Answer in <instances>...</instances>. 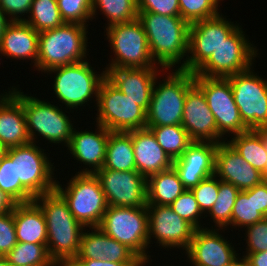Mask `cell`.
Returning <instances> with one entry per match:
<instances>
[{
    "mask_svg": "<svg viewBox=\"0 0 267 266\" xmlns=\"http://www.w3.org/2000/svg\"><path fill=\"white\" fill-rule=\"evenodd\" d=\"M34 201L46 219V245L50 258L57 266H68L77 257L85 227L74 217L56 189L36 196Z\"/></svg>",
    "mask_w": 267,
    "mask_h": 266,
    "instance_id": "obj_1",
    "label": "cell"
},
{
    "mask_svg": "<svg viewBox=\"0 0 267 266\" xmlns=\"http://www.w3.org/2000/svg\"><path fill=\"white\" fill-rule=\"evenodd\" d=\"M138 19L154 62L163 69H182L187 60L190 23L180 16L153 12H138Z\"/></svg>",
    "mask_w": 267,
    "mask_h": 266,
    "instance_id": "obj_2",
    "label": "cell"
},
{
    "mask_svg": "<svg viewBox=\"0 0 267 266\" xmlns=\"http://www.w3.org/2000/svg\"><path fill=\"white\" fill-rule=\"evenodd\" d=\"M8 90L21 102L25 115L27 132L31 142L38 143L39 138L43 137L50 144L64 145L66 148L70 142L74 127L71 116L66 113H73L63 110L57 104H51L46 99L41 100L31 94H24L16 86H10ZM38 139V140H37ZM62 143V144H61Z\"/></svg>",
    "mask_w": 267,
    "mask_h": 266,
    "instance_id": "obj_3",
    "label": "cell"
},
{
    "mask_svg": "<svg viewBox=\"0 0 267 266\" xmlns=\"http://www.w3.org/2000/svg\"><path fill=\"white\" fill-rule=\"evenodd\" d=\"M88 26L64 23L39 33L37 70L50 69L84 61L88 56Z\"/></svg>",
    "mask_w": 267,
    "mask_h": 266,
    "instance_id": "obj_4",
    "label": "cell"
},
{
    "mask_svg": "<svg viewBox=\"0 0 267 266\" xmlns=\"http://www.w3.org/2000/svg\"><path fill=\"white\" fill-rule=\"evenodd\" d=\"M163 72L154 82L146 127L181 125L187 91L195 84L192 72L175 68Z\"/></svg>",
    "mask_w": 267,
    "mask_h": 266,
    "instance_id": "obj_5",
    "label": "cell"
},
{
    "mask_svg": "<svg viewBox=\"0 0 267 266\" xmlns=\"http://www.w3.org/2000/svg\"><path fill=\"white\" fill-rule=\"evenodd\" d=\"M102 69L103 72L98 74L99 72H96L86 59L50 69L45 74L52 75L54 73V76L50 77H54L53 93L59 100L58 102L62 103L59 106L65 105V109L73 110V112L77 109V112L82 106L85 108L86 105L90 106L88 103H93L91 101L94 98L93 101L97 104L100 84L106 78V71L104 68Z\"/></svg>",
    "mask_w": 267,
    "mask_h": 266,
    "instance_id": "obj_6",
    "label": "cell"
},
{
    "mask_svg": "<svg viewBox=\"0 0 267 266\" xmlns=\"http://www.w3.org/2000/svg\"><path fill=\"white\" fill-rule=\"evenodd\" d=\"M105 29L104 36H107L105 38L114 57H111L104 69L160 67L150 54L147 36L138 18Z\"/></svg>",
    "mask_w": 267,
    "mask_h": 266,
    "instance_id": "obj_7",
    "label": "cell"
},
{
    "mask_svg": "<svg viewBox=\"0 0 267 266\" xmlns=\"http://www.w3.org/2000/svg\"><path fill=\"white\" fill-rule=\"evenodd\" d=\"M55 189L67 202L71 213L84 227H98L108 207L101 183L95 174L76 173L62 187Z\"/></svg>",
    "mask_w": 267,
    "mask_h": 266,
    "instance_id": "obj_8",
    "label": "cell"
},
{
    "mask_svg": "<svg viewBox=\"0 0 267 266\" xmlns=\"http://www.w3.org/2000/svg\"><path fill=\"white\" fill-rule=\"evenodd\" d=\"M148 213L145 207L108 206L98 228L131 249L143 262H150ZM148 254V255H147Z\"/></svg>",
    "mask_w": 267,
    "mask_h": 266,
    "instance_id": "obj_9",
    "label": "cell"
},
{
    "mask_svg": "<svg viewBox=\"0 0 267 266\" xmlns=\"http://www.w3.org/2000/svg\"><path fill=\"white\" fill-rule=\"evenodd\" d=\"M95 121L110 131L128 132L146 128L147 112L107 78L100 84Z\"/></svg>",
    "mask_w": 267,
    "mask_h": 266,
    "instance_id": "obj_10",
    "label": "cell"
},
{
    "mask_svg": "<svg viewBox=\"0 0 267 266\" xmlns=\"http://www.w3.org/2000/svg\"><path fill=\"white\" fill-rule=\"evenodd\" d=\"M39 146L30 142L7 149V154L15 162L16 184H22L34 197L55 190L58 179L55 171L59 170H55L48 157L50 153Z\"/></svg>",
    "mask_w": 267,
    "mask_h": 266,
    "instance_id": "obj_11",
    "label": "cell"
},
{
    "mask_svg": "<svg viewBox=\"0 0 267 266\" xmlns=\"http://www.w3.org/2000/svg\"><path fill=\"white\" fill-rule=\"evenodd\" d=\"M240 25L194 73L209 78H227L254 66L259 48L246 37ZM255 60V61H254Z\"/></svg>",
    "mask_w": 267,
    "mask_h": 266,
    "instance_id": "obj_12",
    "label": "cell"
},
{
    "mask_svg": "<svg viewBox=\"0 0 267 266\" xmlns=\"http://www.w3.org/2000/svg\"><path fill=\"white\" fill-rule=\"evenodd\" d=\"M195 85L203 92L213 113L218 134L224 139L248 131L235 103L231 84L227 78H209L194 75ZM225 136H228L225 138Z\"/></svg>",
    "mask_w": 267,
    "mask_h": 266,
    "instance_id": "obj_13",
    "label": "cell"
},
{
    "mask_svg": "<svg viewBox=\"0 0 267 266\" xmlns=\"http://www.w3.org/2000/svg\"><path fill=\"white\" fill-rule=\"evenodd\" d=\"M253 67L227 77L248 130L267 127V79L255 73Z\"/></svg>",
    "mask_w": 267,
    "mask_h": 266,
    "instance_id": "obj_14",
    "label": "cell"
},
{
    "mask_svg": "<svg viewBox=\"0 0 267 266\" xmlns=\"http://www.w3.org/2000/svg\"><path fill=\"white\" fill-rule=\"evenodd\" d=\"M219 14L213 18L190 24L188 53L182 70L195 73L212 55L213 51L240 26Z\"/></svg>",
    "mask_w": 267,
    "mask_h": 266,
    "instance_id": "obj_15",
    "label": "cell"
},
{
    "mask_svg": "<svg viewBox=\"0 0 267 266\" xmlns=\"http://www.w3.org/2000/svg\"><path fill=\"white\" fill-rule=\"evenodd\" d=\"M148 213V249L152 238L164 249L178 248L187 250L193 238L195 228L182 219L170 206L147 205ZM181 248V249H180Z\"/></svg>",
    "mask_w": 267,
    "mask_h": 266,
    "instance_id": "obj_16",
    "label": "cell"
},
{
    "mask_svg": "<svg viewBox=\"0 0 267 266\" xmlns=\"http://www.w3.org/2000/svg\"><path fill=\"white\" fill-rule=\"evenodd\" d=\"M95 175L101 183L108 206L147 205V178L136 170L115 171L102 167Z\"/></svg>",
    "mask_w": 267,
    "mask_h": 266,
    "instance_id": "obj_17",
    "label": "cell"
},
{
    "mask_svg": "<svg viewBox=\"0 0 267 266\" xmlns=\"http://www.w3.org/2000/svg\"><path fill=\"white\" fill-rule=\"evenodd\" d=\"M225 230L196 229L189 247L183 252L188 258L186 262L191 266H227L234 262L241 253H236L233 241H227L228 237L221 234L226 233Z\"/></svg>",
    "mask_w": 267,
    "mask_h": 266,
    "instance_id": "obj_18",
    "label": "cell"
},
{
    "mask_svg": "<svg viewBox=\"0 0 267 266\" xmlns=\"http://www.w3.org/2000/svg\"><path fill=\"white\" fill-rule=\"evenodd\" d=\"M181 126L192 141L217 144L226 141L218 134L214 115L203 92L195 84L187 91Z\"/></svg>",
    "mask_w": 267,
    "mask_h": 266,
    "instance_id": "obj_19",
    "label": "cell"
},
{
    "mask_svg": "<svg viewBox=\"0 0 267 266\" xmlns=\"http://www.w3.org/2000/svg\"><path fill=\"white\" fill-rule=\"evenodd\" d=\"M95 125V131L87 128L83 131L82 128L80 131L76 128L72 130L67 150L76 162L86 166L76 173L95 174L104 166L110 130L100 124Z\"/></svg>",
    "mask_w": 267,
    "mask_h": 266,
    "instance_id": "obj_20",
    "label": "cell"
},
{
    "mask_svg": "<svg viewBox=\"0 0 267 266\" xmlns=\"http://www.w3.org/2000/svg\"><path fill=\"white\" fill-rule=\"evenodd\" d=\"M217 143L193 141L183 154L173 161L180 181L185 189L191 190L203 179L214 175Z\"/></svg>",
    "mask_w": 267,
    "mask_h": 266,
    "instance_id": "obj_21",
    "label": "cell"
},
{
    "mask_svg": "<svg viewBox=\"0 0 267 266\" xmlns=\"http://www.w3.org/2000/svg\"><path fill=\"white\" fill-rule=\"evenodd\" d=\"M214 175L240 191L253 188L263 181L262 173L243 159L227 141L218 143Z\"/></svg>",
    "mask_w": 267,
    "mask_h": 266,
    "instance_id": "obj_22",
    "label": "cell"
},
{
    "mask_svg": "<svg viewBox=\"0 0 267 266\" xmlns=\"http://www.w3.org/2000/svg\"><path fill=\"white\" fill-rule=\"evenodd\" d=\"M105 71L106 78L115 87L127 97L137 101V104L147 112L154 82L164 69L162 67L112 68Z\"/></svg>",
    "mask_w": 267,
    "mask_h": 266,
    "instance_id": "obj_23",
    "label": "cell"
},
{
    "mask_svg": "<svg viewBox=\"0 0 267 266\" xmlns=\"http://www.w3.org/2000/svg\"><path fill=\"white\" fill-rule=\"evenodd\" d=\"M38 48L39 33L25 21H11L2 35L0 56L31 60L32 67L37 69Z\"/></svg>",
    "mask_w": 267,
    "mask_h": 266,
    "instance_id": "obj_24",
    "label": "cell"
},
{
    "mask_svg": "<svg viewBox=\"0 0 267 266\" xmlns=\"http://www.w3.org/2000/svg\"><path fill=\"white\" fill-rule=\"evenodd\" d=\"M3 92L0 94V141L7 149L30 143L21 102L9 90Z\"/></svg>",
    "mask_w": 267,
    "mask_h": 266,
    "instance_id": "obj_25",
    "label": "cell"
},
{
    "mask_svg": "<svg viewBox=\"0 0 267 266\" xmlns=\"http://www.w3.org/2000/svg\"><path fill=\"white\" fill-rule=\"evenodd\" d=\"M132 142L136 171L146 178L173 166V161L148 128L132 130Z\"/></svg>",
    "mask_w": 267,
    "mask_h": 266,
    "instance_id": "obj_26",
    "label": "cell"
},
{
    "mask_svg": "<svg viewBox=\"0 0 267 266\" xmlns=\"http://www.w3.org/2000/svg\"><path fill=\"white\" fill-rule=\"evenodd\" d=\"M13 216L18 242L47 243L46 219L40 206L34 200L26 203H16Z\"/></svg>",
    "mask_w": 267,
    "mask_h": 266,
    "instance_id": "obj_27",
    "label": "cell"
},
{
    "mask_svg": "<svg viewBox=\"0 0 267 266\" xmlns=\"http://www.w3.org/2000/svg\"><path fill=\"white\" fill-rule=\"evenodd\" d=\"M185 190L172 166L147 178V205L170 206Z\"/></svg>",
    "mask_w": 267,
    "mask_h": 266,
    "instance_id": "obj_28",
    "label": "cell"
},
{
    "mask_svg": "<svg viewBox=\"0 0 267 266\" xmlns=\"http://www.w3.org/2000/svg\"><path fill=\"white\" fill-rule=\"evenodd\" d=\"M103 168L115 171L136 170L132 130L110 131Z\"/></svg>",
    "mask_w": 267,
    "mask_h": 266,
    "instance_id": "obj_29",
    "label": "cell"
},
{
    "mask_svg": "<svg viewBox=\"0 0 267 266\" xmlns=\"http://www.w3.org/2000/svg\"><path fill=\"white\" fill-rule=\"evenodd\" d=\"M232 137L226 141L243 159L263 174L267 167V150L261 134L257 130H248Z\"/></svg>",
    "mask_w": 267,
    "mask_h": 266,
    "instance_id": "obj_30",
    "label": "cell"
},
{
    "mask_svg": "<svg viewBox=\"0 0 267 266\" xmlns=\"http://www.w3.org/2000/svg\"><path fill=\"white\" fill-rule=\"evenodd\" d=\"M240 190L233 184L219 180L218 198L211 207L210 211L205 215L213 220L214 224L205 228L229 229L231 227L232 209L235 204L236 197Z\"/></svg>",
    "mask_w": 267,
    "mask_h": 266,
    "instance_id": "obj_31",
    "label": "cell"
},
{
    "mask_svg": "<svg viewBox=\"0 0 267 266\" xmlns=\"http://www.w3.org/2000/svg\"><path fill=\"white\" fill-rule=\"evenodd\" d=\"M172 161L179 158L193 142L181 125L146 127Z\"/></svg>",
    "mask_w": 267,
    "mask_h": 266,
    "instance_id": "obj_32",
    "label": "cell"
},
{
    "mask_svg": "<svg viewBox=\"0 0 267 266\" xmlns=\"http://www.w3.org/2000/svg\"><path fill=\"white\" fill-rule=\"evenodd\" d=\"M97 10L107 18L105 27L138 18L137 0H92L93 19Z\"/></svg>",
    "mask_w": 267,
    "mask_h": 266,
    "instance_id": "obj_33",
    "label": "cell"
},
{
    "mask_svg": "<svg viewBox=\"0 0 267 266\" xmlns=\"http://www.w3.org/2000/svg\"><path fill=\"white\" fill-rule=\"evenodd\" d=\"M4 257L11 266H57L46 244L18 242Z\"/></svg>",
    "mask_w": 267,
    "mask_h": 266,
    "instance_id": "obj_34",
    "label": "cell"
},
{
    "mask_svg": "<svg viewBox=\"0 0 267 266\" xmlns=\"http://www.w3.org/2000/svg\"><path fill=\"white\" fill-rule=\"evenodd\" d=\"M38 33L64 24L57 0H33L29 16L24 20Z\"/></svg>",
    "mask_w": 267,
    "mask_h": 266,
    "instance_id": "obj_35",
    "label": "cell"
},
{
    "mask_svg": "<svg viewBox=\"0 0 267 266\" xmlns=\"http://www.w3.org/2000/svg\"><path fill=\"white\" fill-rule=\"evenodd\" d=\"M265 217L257 211L255 195H252V188L240 191L236 197L231 215L232 229L245 228L255 224Z\"/></svg>",
    "mask_w": 267,
    "mask_h": 266,
    "instance_id": "obj_36",
    "label": "cell"
},
{
    "mask_svg": "<svg viewBox=\"0 0 267 266\" xmlns=\"http://www.w3.org/2000/svg\"><path fill=\"white\" fill-rule=\"evenodd\" d=\"M0 189L16 203L31 202L35 198L22 184H16L15 162L7 153L0 159Z\"/></svg>",
    "mask_w": 267,
    "mask_h": 266,
    "instance_id": "obj_37",
    "label": "cell"
},
{
    "mask_svg": "<svg viewBox=\"0 0 267 266\" xmlns=\"http://www.w3.org/2000/svg\"><path fill=\"white\" fill-rule=\"evenodd\" d=\"M221 1L223 0H179L180 17L190 24L213 18L221 14Z\"/></svg>",
    "mask_w": 267,
    "mask_h": 266,
    "instance_id": "obj_38",
    "label": "cell"
},
{
    "mask_svg": "<svg viewBox=\"0 0 267 266\" xmlns=\"http://www.w3.org/2000/svg\"><path fill=\"white\" fill-rule=\"evenodd\" d=\"M104 255L105 233L98 227H89V230L88 227H85L80 239L79 252L75 259L102 260Z\"/></svg>",
    "mask_w": 267,
    "mask_h": 266,
    "instance_id": "obj_39",
    "label": "cell"
},
{
    "mask_svg": "<svg viewBox=\"0 0 267 266\" xmlns=\"http://www.w3.org/2000/svg\"><path fill=\"white\" fill-rule=\"evenodd\" d=\"M57 5L65 23L88 26L93 20L92 0H57Z\"/></svg>",
    "mask_w": 267,
    "mask_h": 266,
    "instance_id": "obj_40",
    "label": "cell"
},
{
    "mask_svg": "<svg viewBox=\"0 0 267 266\" xmlns=\"http://www.w3.org/2000/svg\"><path fill=\"white\" fill-rule=\"evenodd\" d=\"M170 207L175 213H177L182 219L190 223L195 229L204 228L206 223L201 224L202 214L195 195L191 190L186 189L176 200L172 202Z\"/></svg>",
    "mask_w": 267,
    "mask_h": 266,
    "instance_id": "obj_41",
    "label": "cell"
},
{
    "mask_svg": "<svg viewBox=\"0 0 267 266\" xmlns=\"http://www.w3.org/2000/svg\"><path fill=\"white\" fill-rule=\"evenodd\" d=\"M191 191L195 195L198 206L205 217L218 198L219 178L212 175L203 179L196 187H193Z\"/></svg>",
    "mask_w": 267,
    "mask_h": 266,
    "instance_id": "obj_42",
    "label": "cell"
},
{
    "mask_svg": "<svg viewBox=\"0 0 267 266\" xmlns=\"http://www.w3.org/2000/svg\"><path fill=\"white\" fill-rule=\"evenodd\" d=\"M246 246L244 254L258 253L267 250V218L244 228Z\"/></svg>",
    "mask_w": 267,
    "mask_h": 266,
    "instance_id": "obj_43",
    "label": "cell"
},
{
    "mask_svg": "<svg viewBox=\"0 0 267 266\" xmlns=\"http://www.w3.org/2000/svg\"><path fill=\"white\" fill-rule=\"evenodd\" d=\"M105 260L118 263H143L126 245L105 234Z\"/></svg>",
    "mask_w": 267,
    "mask_h": 266,
    "instance_id": "obj_44",
    "label": "cell"
},
{
    "mask_svg": "<svg viewBox=\"0 0 267 266\" xmlns=\"http://www.w3.org/2000/svg\"><path fill=\"white\" fill-rule=\"evenodd\" d=\"M17 243L13 211L0 214V256H5Z\"/></svg>",
    "mask_w": 267,
    "mask_h": 266,
    "instance_id": "obj_45",
    "label": "cell"
},
{
    "mask_svg": "<svg viewBox=\"0 0 267 266\" xmlns=\"http://www.w3.org/2000/svg\"><path fill=\"white\" fill-rule=\"evenodd\" d=\"M138 12L180 16L179 0H137Z\"/></svg>",
    "mask_w": 267,
    "mask_h": 266,
    "instance_id": "obj_46",
    "label": "cell"
},
{
    "mask_svg": "<svg viewBox=\"0 0 267 266\" xmlns=\"http://www.w3.org/2000/svg\"><path fill=\"white\" fill-rule=\"evenodd\" d=\"M32 2L33 0H0V7L11 21H24L29 16Z\"/></svg>",
    "mask_w": 267,
    "mask_h": 266,
    "instance_id": "obj_47",
    "label": "cell"
},
{
    "mask_svg": "<svg viewBox=\"0 0 267 266\" xmlns=\"http://www.w3.org/2000/svg\"><path fill=\"white\" fill-rule=\"evenodd\" d=\"M147 263L150 264L151 261L143 263H118L105 259H74L68 266H147Z\"/></svg>",
    "mask_w": 267,
    "mask_h": 266,
    "instance_id": "obj_48",
    "label": "cell"
},
{
    "mask_svg": "<svg viewBox=\"0 0 267 266\" xmlns=\"http://www.w3.org/2000/svg\"><path fill=\"white\" fill-rule=\"evenodd\" d=\"M252 195H255L257 211L267 218V181L263 180L255 185L252 188Z\"/></svg>",
    "mask_w": 267,
    "mask_h": 266,
    "instance_id": "obj_49",
    "label": "cell"
},
{
    "mask_svg": "<svg viewBox=\"0 0 267 266\" xmlns=\"http://www.w3.org/2000/svg\"><path fill=\"white\" fill-rule=\"evenodd\" d=\"M249 266H267V250L251 253V254H242V256Z\"/></svg>",
    "mask_w": 267,
    "mask_h": 266,
    "instance_id": "obj_50",
    "label": "cell"
},
{
    "mask_svg": "<svg viewBox=\"0 0 267 266\" xmlns=\"http://www.w3.org/2000/svg\"><path fill=\"white\" fill-rule=\"evenodd\" d=\"M16 202L0 189V214L13 211Z\"/></svg>",
    "mask_w": 267,
    "mask_h": 266,
    "instance_id": "obj_51",
    "label": "cell"
},
{
    "mask_svg": "<svg viewBox=\"0 0 267 266\" xmlns=\"http://www.w3.org/2000/svg\"><path fill=\"white\" fill-rule=\"evenodd\" d=\"M10 22L11 20L6 16L4 11L0 7V43H1L2 35Z\"/></svg>",
    "mask_w": 267,
    "mask_h": 266,
    "instance_id": "obj_52",
    "label": "cell"
},
{
    "mask_svg": "<svg viewBox=\"0 0 267 266\" xmlns=\"http://www.w3.org/2000/svg\"><path fill=\"white\" fill-rule=\"evenodd\" d=\"M227 266H249V265L247 264V262L243 257L241 258V256H239L234 262H232Z\"/></svg>",
    "mask_w": 267,
    "mask_h": 266,
    "instance_id": "obj_53",
    "label": "cell"
},
{
    "mask_svg": "<svg viewBox=\"0 0 267 266\" xmlns=\"http://www.w3.org/2000/svg\"><path fill=\"white\" fill-rule=\"evenodd\" d=\"M257 131L261 134V136L264 140L265 148L267 150V127L258 128Z\"/></svg>",
    "mask_w": 267,
    "mask_h": 266,
    "instance_id": "obj_54",
    "label": "cell"
},
{
    "mask_svg": "<svg viewBox=\"0 0 267 266\" xmlns=\"http://www.w3.org/2000/svg\"><path fill=\"white\" fill-rule=\"evenodd\" d=\"M7 153V148L0 141V159Z\"/></svg>",
    "mask_w": 267,
    "mask_h": 266,
    "instance_id": "obj_55",
    "label": "cell"
},
{
    "mask_svg": "<svg viewBox=\"0 0 267 266\" xmlns=\"http://www.w3.org/2000/svg\"><path fill=\"white\" fill-rule=\"evenodd\" d=\"M0 266H11L4 256H0Z\"/></svg>",
    "mask_w": 267,
    "mask_h": 266,
    "instance_id": "obj_56",
    "label": "cell"
},
{
    "mask_svg": "<svg viewBox=\"0 0 267 266\" xmlns=\"http://www.w3.org/2000/svg\"><path fill=\"white\" fill-rule=\"evenodd\" d=\"M262 175H263V180L267 181V167L265 169V172Z\"/></svg>",
    "mask_w": 267,
    "mask_h": 266,
    "instance_id": "obj_57",
    "label": "cell"
}]
</instances>
